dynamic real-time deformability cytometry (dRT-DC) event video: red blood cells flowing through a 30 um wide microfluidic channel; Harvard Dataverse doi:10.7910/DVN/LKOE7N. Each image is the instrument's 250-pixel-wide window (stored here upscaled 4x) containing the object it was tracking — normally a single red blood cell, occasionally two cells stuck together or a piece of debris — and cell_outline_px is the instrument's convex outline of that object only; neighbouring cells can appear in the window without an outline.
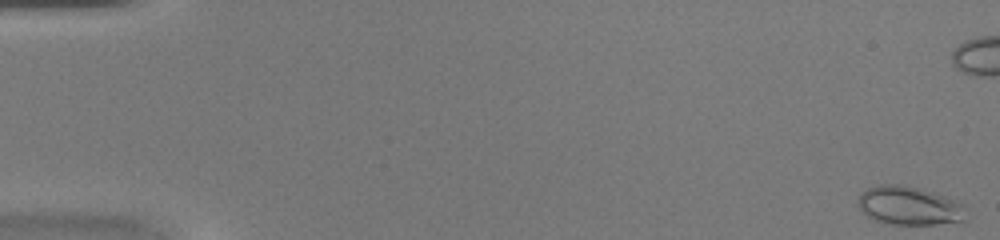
{"species": "common noctule bat (a hibernating species)", "species_latin": "Nyctalus noctula", "temperature_condition": "warm", "stored_images_in_passage": 47, "camera_frame_rate_fps": 3000, "um_per_image_px": 0.085, "animal": {"sex": "female", "body_mass_g": 20.0, "forearm_length_mm": 54.0}, "frame": {"image": 1, "passage_image": 1, "time_ms": 0.0, "image_size_px": [1000, 240], "cell_outline_px": [[964, 220], [936, 224], [892, 224], [876, 220], [868, 216], [856, 204], [860, 192], [868, 188], [880, 184], [904, 184], [932, 192], [944, 196], [960, 204]], "centroid_in_image_um": [77.17, 17.46], "position_along_channel_um": 7.8, "area_um2": 23.76}}
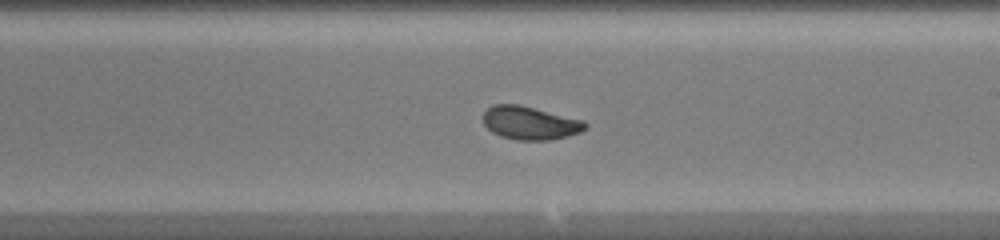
{"frame": {"image": 2, "passage_image": 28, "time_ms": 9.0, "image_size_px": [1000, 240], "cell_outline_px": [[588, 128], [580, 132], [568, 136], [548, 140], [516, 140], [500, 136], [492, 132], [484, 124], [484, 112], [492, 104], [520, 104], [584, 120], [588, 124]], "centroid_in_image_um": [45.07, 10.45], "position_along_channel_um": 243.9, "area_um2": 19.94}}
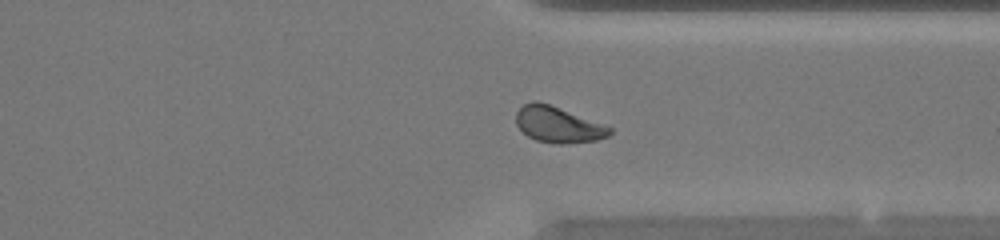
{"frame": {"image": 3, "passage_image": 36, "time_ms": 11.667, "image_size_px": [1000, 240], "cell_outline_px": [[612, 132], [608, 136], [596, 140], [564, 144], [556, 144], [536, 140], [528, 136], [516, 124], [516, 112], [524, 104], [532, 100], [536, 100], [548, 104], [604, 124], [612, 128]], "centroid_in_image_um": [47.43, 10.59], "position_along_channel_um": 364.0, "area_um2": 19.48}}